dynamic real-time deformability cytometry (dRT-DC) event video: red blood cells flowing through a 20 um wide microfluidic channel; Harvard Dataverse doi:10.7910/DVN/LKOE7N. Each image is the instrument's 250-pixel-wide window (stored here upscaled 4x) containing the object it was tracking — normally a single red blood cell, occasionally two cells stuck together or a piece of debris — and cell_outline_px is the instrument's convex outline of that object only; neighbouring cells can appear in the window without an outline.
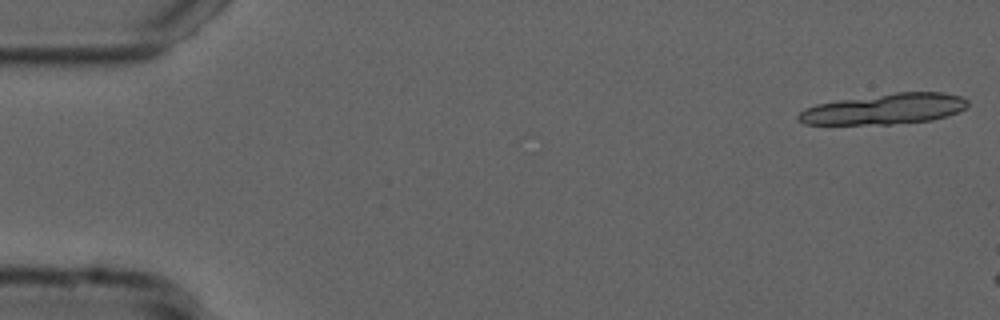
{"species": "common noctule bat (a hibernating species)", "species_latin": "Nyctalus noctula", "temperature_condition": "cold", "stored_images_in_passage": 7, "camera_frame_rate_fps": 3000, "um_per_image_px": 0.085, "animal": {"sex": "male", "forearm_length_mm": 52.5}, "frame": {"image": 1, "passage_image": 1, "time_ms": 0.0, "image_size_px": [1000, 320], "cell_outline_px": [[968, 108], [948, 116], [932, 120], [892, 124], [804, 124], [796, 120], [796, 116], [804, 108], [816, 104], [840, 100], [896, 92], [944, 92], [960, 96], [968, 100]], "centroid_in_image_um": [75.21, 9.26], "position_along_channel_um": 9.8, "area_um2": 30.35}}